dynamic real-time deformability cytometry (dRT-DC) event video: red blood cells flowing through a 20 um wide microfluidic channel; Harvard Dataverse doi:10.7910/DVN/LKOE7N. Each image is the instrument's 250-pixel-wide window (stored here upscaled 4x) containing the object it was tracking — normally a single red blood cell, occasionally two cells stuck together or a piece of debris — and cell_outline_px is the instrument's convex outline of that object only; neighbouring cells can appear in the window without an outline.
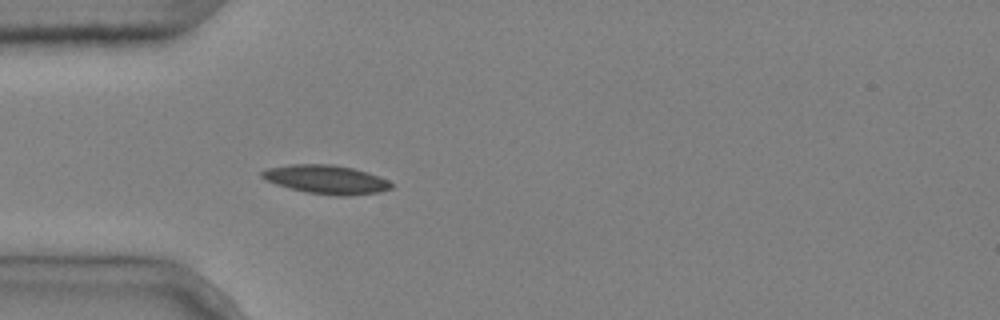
{"species": "common noctule bat (a hibernating species)", "species_latin": "Nyctalus noctula", "temperature_condition": "cold", "stored_images_in_passage": 4, "camera_frame_rate_fps": 3000, "um_per_image_px": 0.085, "animal": {"sex": "male", "body_mass_g": 20.4}, "frame": {"image": 1, "passage_image": 4, "time_ms": 1.0, "image_size_px": [1000, 320], "cell_outline_px": [[396, 184], [392, 188], [380, 192], [348, 196], [336, 196], [308, 192], [288, 188], [276, 184], [260, 176], [260, 172], [268, 168], [288, 164], [332, 164], [352, 168], [368, 172], [388, 180]], "centroid_in_image_um": [27.76, 15.25], "position_along_channel_um": 57.2, "area_um2": 21.79}}